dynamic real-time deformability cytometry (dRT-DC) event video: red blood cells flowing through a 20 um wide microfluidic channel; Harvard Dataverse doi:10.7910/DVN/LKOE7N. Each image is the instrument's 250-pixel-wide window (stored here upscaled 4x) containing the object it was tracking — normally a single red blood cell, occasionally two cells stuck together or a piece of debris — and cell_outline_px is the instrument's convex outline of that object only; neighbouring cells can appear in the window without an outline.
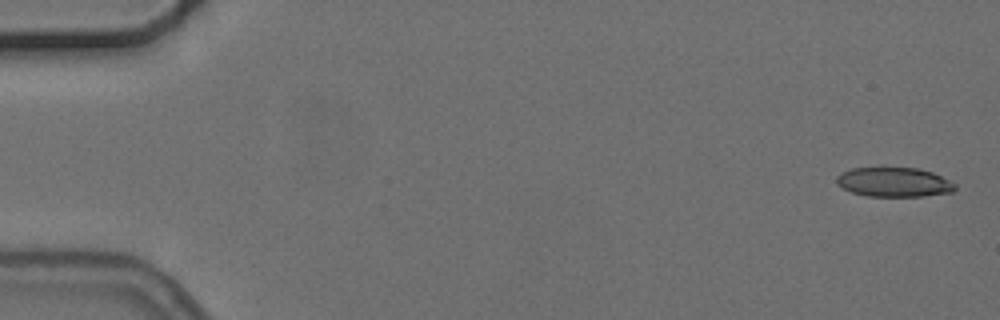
{"species": "common noctule bat (a hibernating species)", "species_latin": "Nyctalus noctula", "temperature_condition": "cold", "stored_images_in_passage": 5, "camera_frame_rate_fps": 3000, "um_per_image_px": 0.085, "animal": {"sex": "female", "body_mass_g": 24.6, "forearm_length_mm": 56.2}, "frame": {"image": 1, "passage_image": 1, "time_ms": 0.0, "image_size_px": [1000, 320], "cell_outline_px": [[956, 188], [952, 192], [924, 196], [868, 196], [852, 192], [836, 184], [836, 176], [840, 172], [852, 168], [884, 164], [920, 168], [932, 172], [956, 184]], "centroid_in_image_um": [75.94, 15.42], "position_along_channel_um": 9.1, "area_um2": 21.27}}
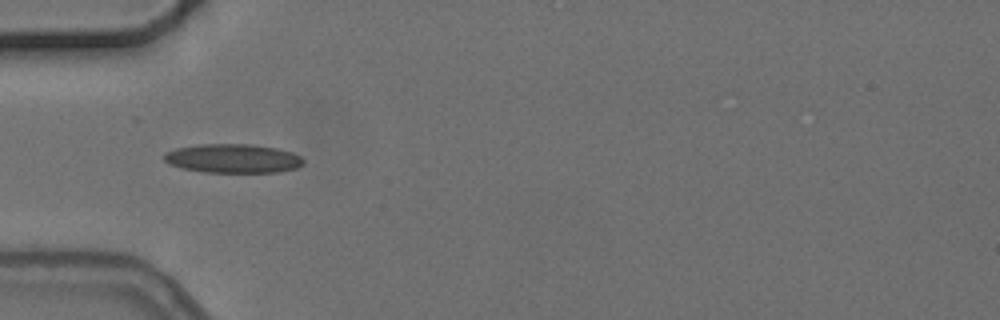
{"frame": {"image": 2, "passage_image": 5, "time_ms": 5.333, "image_size_px": [1000, 320], "cell_outline_px": [[304, 164], [296, 168], [276, 172], [204, 172], [184, 168], [168, 164], [164, 160], [164, 152], [176, 148], [200, 144], [252, 144], [276, 148], [292, 152], [300, 156], [304, 160]], "centroid_in_image_um": [19.8, 13.46], "position_along_channel_um": 65.2, "area_um2": 23.52}}